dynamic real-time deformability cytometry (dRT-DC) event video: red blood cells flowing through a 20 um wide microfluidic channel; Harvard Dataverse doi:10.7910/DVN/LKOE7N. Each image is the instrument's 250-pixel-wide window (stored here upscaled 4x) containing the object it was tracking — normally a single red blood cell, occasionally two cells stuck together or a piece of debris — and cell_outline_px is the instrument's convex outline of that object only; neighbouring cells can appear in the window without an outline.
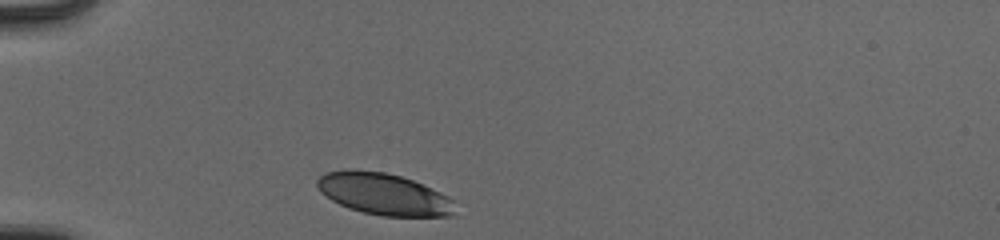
{"species": "human", "species_latin": "Homo sapiens", "temperature_condition": "cold", "stored_images_in_passage": 30, "camera_frame_rate_fps": 3000, "um_per_image_px": 0.085, "donor": {"sex": "male"}, "frame": {"image": 1, "passage_image": 1, "time_ms": 0.0, "image_size_px": [1000, 240], "cell_outline_px": [[452, 212], [448, 216], [380, 216], [348, 208], [332, 200], [320, 192], [316, 184], [316, 180], [320, 176], [328, 172], [348, 168], [352, 168], [384, 172], [400, 176], [412, 180], [448, 196], [452, 200]], "centroid_in_image_um": [32.54, 16.48], "position_along_channel_um": 52.5, "area_um2": 33.23}}
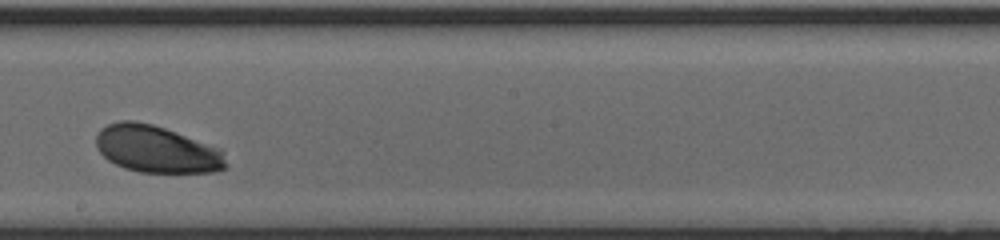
{"frame": {"image": 2, "passage_image": 17, "time_ms": 5.333, "image_size_px": [1000, 240], "cell_outline_px": [[224, 168], [216, 172], [140, 172], [124, 168], [108, 160], [96, 148], [96, 136], [100, 128], [108, 124], [120, 120], [136, 120], [152, 124], [164, 128], [220, 148], [224, 152]], "centroid_in_image_um": [13.27, 12.67], "position_along_channel_um": 234.9, "area_um2": 35.49}}
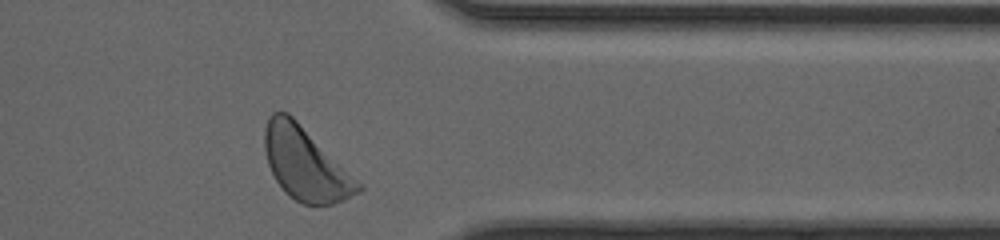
{"frame": {"image": 3, "passage_image": 29, "time_ms": 9.333, "image_size_px": [1000, 240], "cell_outline_px": [[364, 188], [360, 192], [344, 200], [332, 204], [304, 204], [288, 196], [284, 192], [276, 180], [268, 164], [264, 148], [264, 128], [268, 116], [272, 112], [288, 112]], "centroid_in_image_um": [25.9, 13.93], "position_along_channel_um": 385.5, "area_um2": 38.73}, "authors_computed_cell_mechanics": {"area_um2": 35.5181, "velocity_mm_per_s": 3.8883, "shape_relaxation_time_tau1_ms": 2.4757, "shape_relaxation_time_tau2_ms": null, "deformation_change_tau1": 0.1138, "deformation_change_tau2": null}}